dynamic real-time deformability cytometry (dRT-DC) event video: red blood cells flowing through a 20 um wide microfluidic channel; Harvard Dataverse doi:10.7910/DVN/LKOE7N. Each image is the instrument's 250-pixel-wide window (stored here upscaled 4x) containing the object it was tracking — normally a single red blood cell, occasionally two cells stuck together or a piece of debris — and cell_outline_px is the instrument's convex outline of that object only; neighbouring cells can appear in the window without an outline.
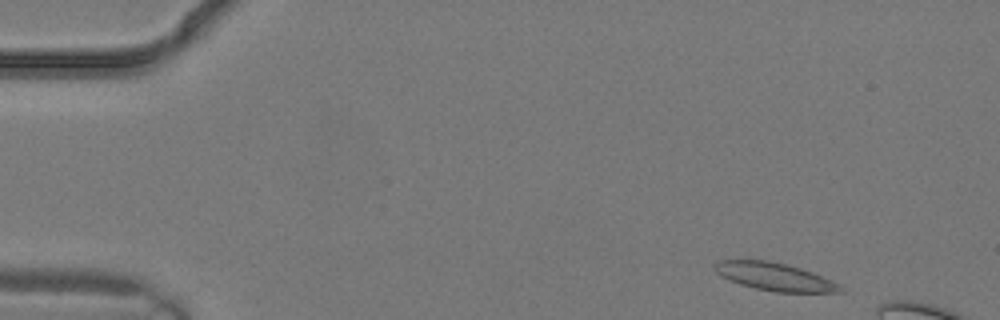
{"species": "common noctule bat (a hibernating species)", "species_latin": "Nyctalus noctula", "temperature_condition": "warm", "stored_images_in_passage": 2, "camera_frame_rate_fps": 3000, "um_per_image_px": 0.085, "animal": {"sex": "male", "body_mass_g": 19.2, "forearm_length_mm": 51.8}, "frame": {"image": 1, "passage_image": 1, "time_ms": 0.0, "image_size_px": [1000, 320], "cell_outline_px": [[844, 292], [776, 292], [756, 288], [740, 284], [720, 276], [712, 268], [712, 264], [720, 260], [768, 260], [800, 268], [812, 272], [832, 280], [840, 284], [844, 288]], "centroid_in_image_um": [65.84, 23.52], "position_along_channel_um": 19.2, "area_um2": 20.4}}